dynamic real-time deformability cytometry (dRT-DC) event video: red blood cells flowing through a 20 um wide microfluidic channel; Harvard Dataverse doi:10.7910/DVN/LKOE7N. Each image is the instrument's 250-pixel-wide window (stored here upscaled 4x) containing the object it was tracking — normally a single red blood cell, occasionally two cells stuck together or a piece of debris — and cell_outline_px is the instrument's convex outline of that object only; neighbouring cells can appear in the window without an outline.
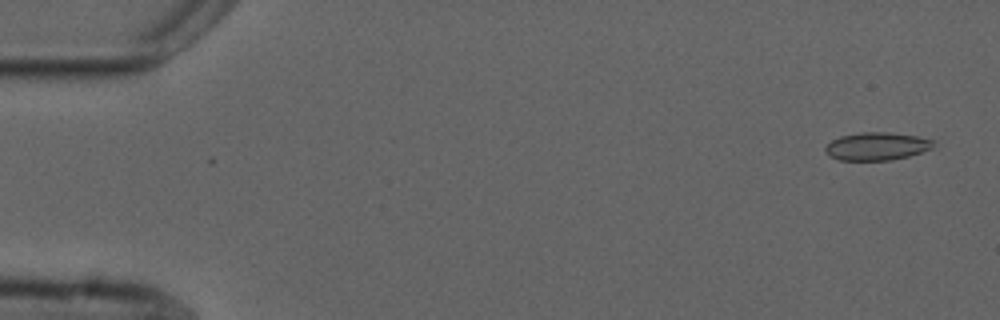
{"species": "common noctule bat (a hibernating species)", "species_latin": "Nyctalus noctula", "temperature_condition": "cold", "stored_images_in_passage": 4, "camera_frame_rate_fps": 3000, "um_per_image_px": 0.085, "animal": {"sex": "male", "forearm_length_mm": 52.5}, "frame": {"image": 1, "passage_image": 1, "time_ms": 0.0, "image_size_px": [1000, 320], "cell_outline_px": [[936, 140], [932, 148], [908, 156], [892, 160], [840, 160], [828, 156], [824, 152], [824, 148], [832, 140], [840, 136], [860, 132], [888, 132], [916, 136]], "centroid_in_image_um": [74.51, 12.43], "position_along_channel_um": 10.5, "area_um2": 17.63}}
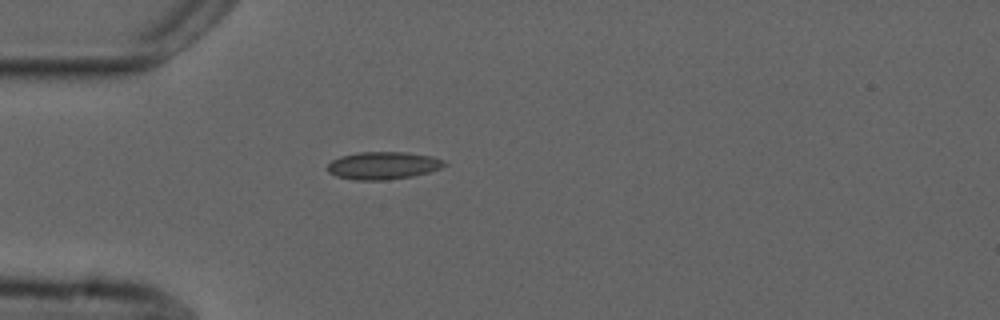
{"frame": {"image": 2, "passage_image": 4, "time_ms": 4.333, "image_size_px": [1000, 320], "cell_outline_px": [[448, 164], [440, 168], [428, 172], [412, 176], [384, 180], [356, 180], [336, 176], [328, 172], [328, 164], [332, 160], [340, 156], [360, 152], [404, 152], [432, 156], [444, 160]], "centroid_in_image_um": [32.56, 14.06], "position_along_channel_um": 52.4, "area_um2": 18.73}}